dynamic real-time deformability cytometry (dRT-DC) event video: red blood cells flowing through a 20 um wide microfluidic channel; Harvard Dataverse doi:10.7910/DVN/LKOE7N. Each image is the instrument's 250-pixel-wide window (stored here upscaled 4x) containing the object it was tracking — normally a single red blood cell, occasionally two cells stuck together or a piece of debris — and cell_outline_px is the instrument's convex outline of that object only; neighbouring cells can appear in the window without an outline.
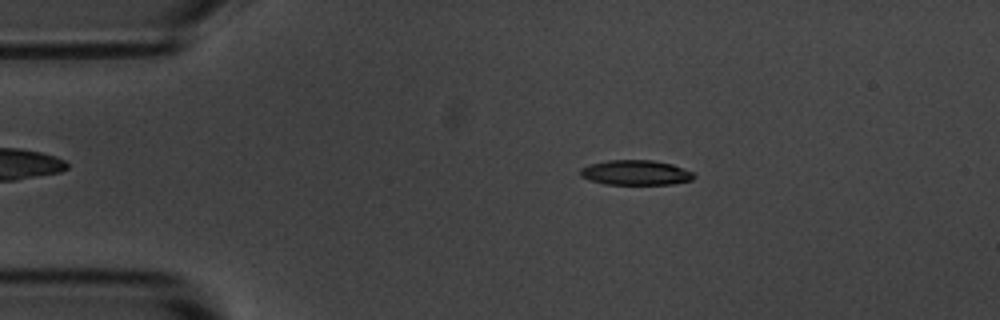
{"species": "common noctule bat (a hibernating species)", "species_latin": "Nyctalus noctula", "temperature_condition": "room temperature", "stored_images_in_passage": 48, "camera_frame_rate_fps": 3000, "um_per_image_px": 0.085, "animal": {"sex": "male", "body_mass_g": 20.1, "forearm_length_mm": 53.5}, "frame": {"image": 1, "passage_image": 10, "time_ms": 3.0, "image_size_px": [1000, 320], "cell_outline_px": [[696, 176], [692, 180], [672, 184], [604, 184], [580, 176], [580, 168], [588, 164], [608, 160], [652, 160], [672, 164], [692, 172]], "centroid_in_image_um": [54.02, 14.67], "position_along_channel_um": 31.0, "area_um2": 16.47}}
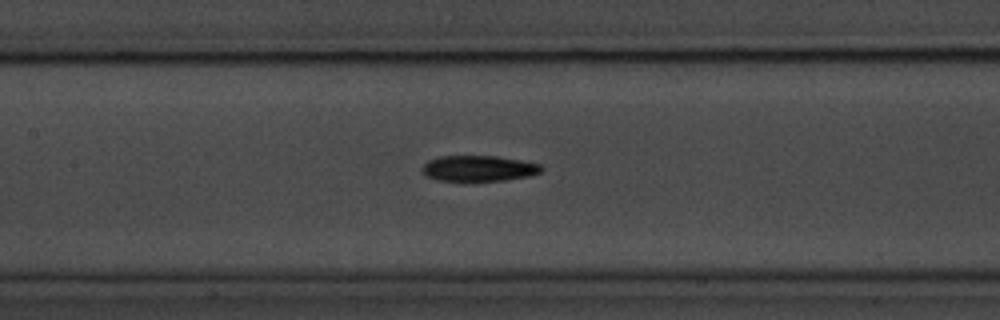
{"frame": {"image": 2, "passage_image": 25, "time_ms": 8.0, "image_size_px": [1000, 320], "cell_outline_px": [[544, 168], [540, 172], [528, 176], [504, 180], [440, 180], [424, 176], [420, 168], [428, 160], [440, 156], [496, 156], [520, 160], [540, 164]], "centroid_in_image_um": [40.65, 14.3], "position_along_channel_um": 166.7, "area_um2": 17.74}}
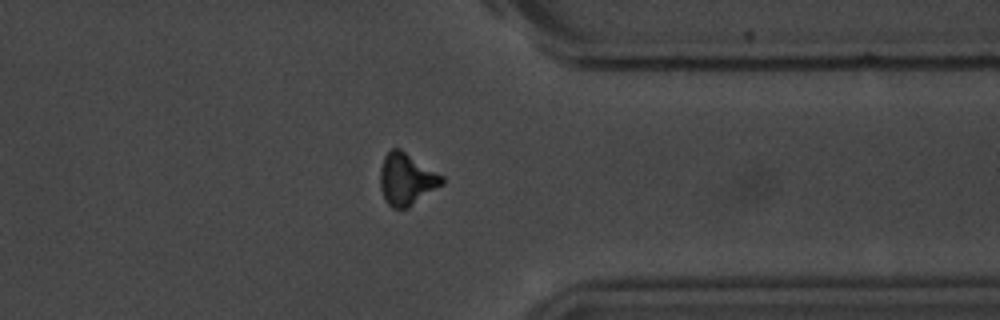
{"frame": {"image": 3, "passage_image": 43, "time_ms": 14.0, "image_size_px": [1000, 320], "cell_outline_px": [[444, 184], [408, 208], [392, 208], [388, 204], [380, 188], [380, 168], [384, 156], [392, 148], [400, 148], [444, 176]], "centroid_in_image_um": [34.57, 15.23], "position_along_channel_um": 376.8, "area_um2": 18.79}, "authors_computed_cell_mechanics": {"area_um2": 17.8313, "velocity_mm_per_s": 3.6055, "shape_relaxation_time_tau1_ms": 3.225, "shape_relaxation_time_tau2_ms": null, "deformation_change_tau1": 0.1586, "deformation_change_tau2": null}}